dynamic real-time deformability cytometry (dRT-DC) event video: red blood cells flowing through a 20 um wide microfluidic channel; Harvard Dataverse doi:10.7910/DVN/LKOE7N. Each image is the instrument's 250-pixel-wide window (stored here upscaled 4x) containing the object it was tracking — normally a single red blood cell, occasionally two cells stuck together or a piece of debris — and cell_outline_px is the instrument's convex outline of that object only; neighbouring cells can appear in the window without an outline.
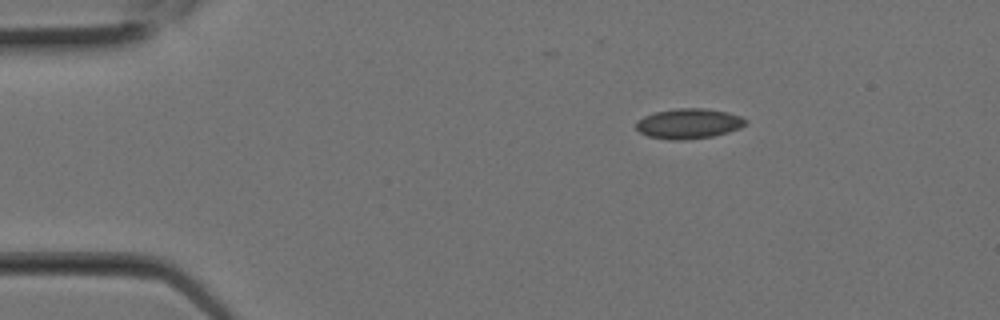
{"species": "Egyptian fruit bat (a non-hibernating species)", "species_latin": "Rousettus aegyptiacus", "temperature_condition": "room temperature", "stored_images_in_passage": 1, "camera_frame_rate_fps": 3000, "um_per_image_px": 0.085, "animal": {"sex": "female"}, "frame": {"image": 1, "passage_image": 1, "time_ms": 0.0, "image_size_px": [1000, 320], "cell_outline_px": [[748, 124], [740, 128], [728, 132], [712, 136], [684, 140], [668, 140], [648, 136], [640, 132], [636, 128], [636, 120], [644, 116], [656, 112], [676, 108], [704, 108], [728, 112], [740, 116], [748, 120]], "centroid_in_image_um": [58.55, 10.5], "position_along_channel_um": 26.4, "area_um2": 19.36}}